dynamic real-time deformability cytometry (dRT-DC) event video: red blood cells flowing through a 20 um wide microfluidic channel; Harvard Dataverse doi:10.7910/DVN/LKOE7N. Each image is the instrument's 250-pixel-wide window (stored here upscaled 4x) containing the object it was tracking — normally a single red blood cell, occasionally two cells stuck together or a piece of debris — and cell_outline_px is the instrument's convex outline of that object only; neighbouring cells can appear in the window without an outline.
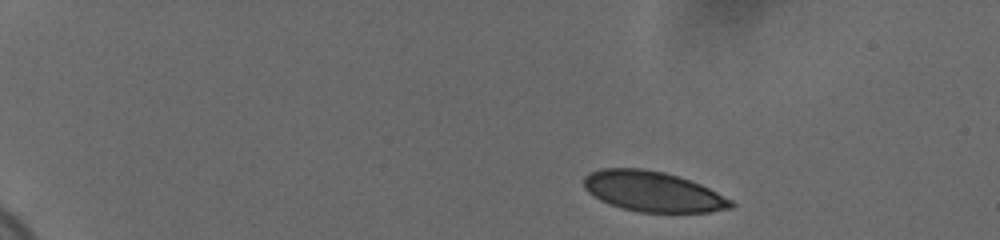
{"species": "human", "species_latin": "Homo sapiens", "temperature_condition": "cold", "stored_images_in_passage": 49, "camera_frame_rate_fps": 3000, "um_per_image_px": 0.085, "donor": {"sex": "female"}, "frame": {"image": 1, "passage_image": 1, "time_ms": 0.0, "image_size_px": [1000, 240], "cell_outline_px": [[736, 204], [732, 208], [708, 212], [640, 212], [608, 204], [600, 200], [588, 192], [584, 188], [584, 176], [600, 168], [644, 168], [664, 172], [700, 184], [732, 200]], "centroid_in_image_um": [55.48, 16.28], "position_along_channel_um": 29.5, "area_um2": 34.39}}
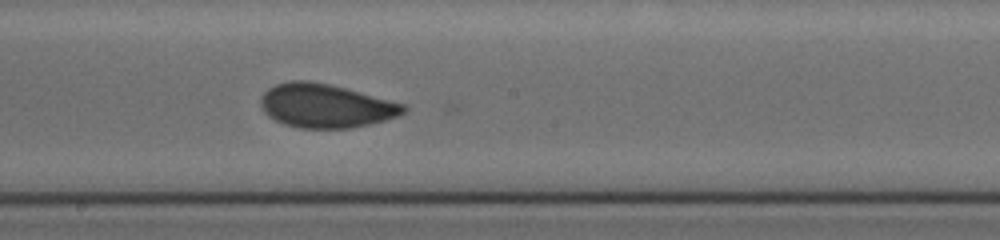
{"frame": {"image": 2, "passage_image": 26, "time_ms": 8.333, "image_size_px": [1000, 240], "cell_outline_px": [[408, 108], [404, 112], [396, 116], [384, 120], [352, 128], [300, 128], [284, 124], [268, 116], [264, 112], [260, 104], [260, 100], [264, 92], [268, 88], [276, 84], [288, 80], [308, 80], [328, 84], [344, 88], [404, 104]], "centroid_in_image_um": [27.63, 8.99], "position_along_channel_um": 220.6, "area_um2": 36.13}}
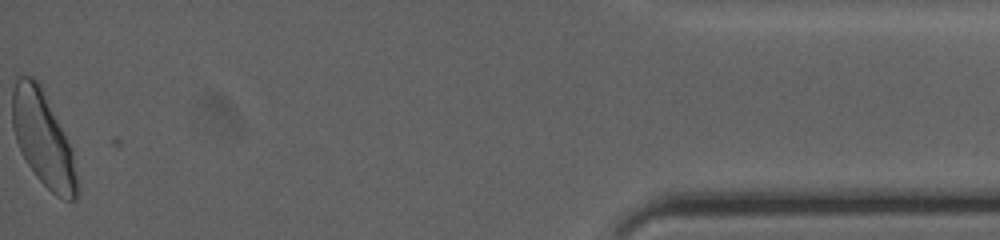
{"frame": {"image": 3, "passage_image": 49, "time_ms": 16.0, "image_size_px": [1000, 240], "cell_outline_px": [[80, 192], [76, 200], [64, 200], [56, 196], [36, 176], [28, 164], [16, 140], [12, 128], [12, 88], [16, 80], [20, 76], [32, 76], [40, 84], [72, 148], [80, 184]], "centroid_in_image_um": [3.69, 11.85], "position_along_channel_um": 431.5, "area_um2": 35.89}, "authors_computed_cell_mechanics": {"area_um2": 35.6626, "velocity_mm_per_s": 3.67, "shape_relaxation_time_tau1_ms": 4.3533, "shape_relaxation_time_tau2_ms": 0.5341, "deformation_change_tau1": 0.1123, "deformation_change_tau2": 0.0346}}